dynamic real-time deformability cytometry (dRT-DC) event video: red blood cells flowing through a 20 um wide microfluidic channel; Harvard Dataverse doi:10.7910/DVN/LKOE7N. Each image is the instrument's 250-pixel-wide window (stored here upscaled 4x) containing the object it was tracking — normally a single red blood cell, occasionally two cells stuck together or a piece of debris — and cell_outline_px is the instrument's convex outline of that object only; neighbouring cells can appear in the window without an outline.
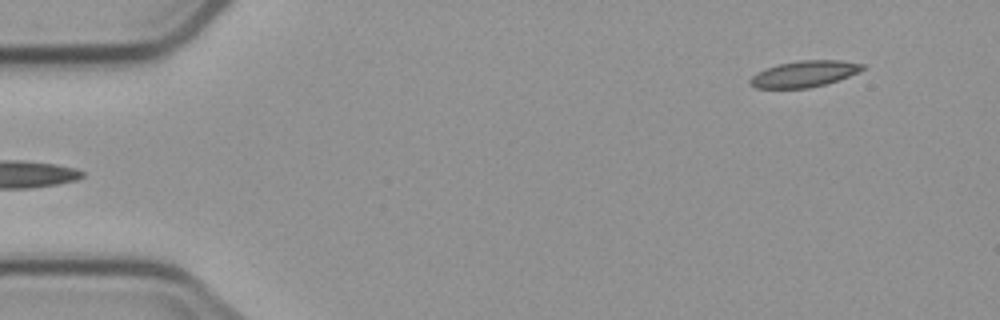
{"species": "common noctule bat (a hibernating species)", "species_latin": "Nyctalus noctula", "temperature_condition": "cold", "stored_images_in_passage": 5, "segment_of_instrument_passage": [2, 2], "camera_frame_rate_fps": 3000, "um_per_image_px": 0.085, "animal": {"sex": "male", "body_mass_g": 23.1, "forearm_length_mm": 52.7}, "frame": {"image": 1, "passage_image": 5, "time_ms": 5.667, "image_size_px": [1000, 320], "cell_outline_px": [[864, 68], [848, 76], [824, 84], [808, 88], [756, 88], [748, 80], [756, 72], [764, 68], [776, 64], [800, 60], [840, 60], [864, 64]], "centroid_in_image_um": [68.3, 6.27], "position_along_channel_um": 16.7, "area_um2": 17.05}}